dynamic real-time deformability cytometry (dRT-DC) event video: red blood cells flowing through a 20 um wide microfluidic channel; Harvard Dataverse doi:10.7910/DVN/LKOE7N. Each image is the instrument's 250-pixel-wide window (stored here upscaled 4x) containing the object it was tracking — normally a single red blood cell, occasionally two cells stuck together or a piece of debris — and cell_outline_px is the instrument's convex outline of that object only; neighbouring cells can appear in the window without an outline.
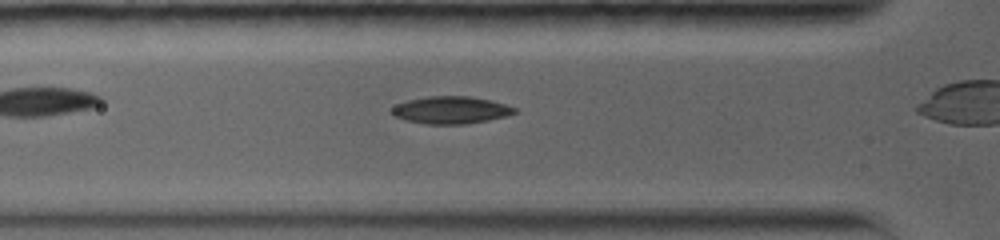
{"species": "common noctule bat (a hibernating species)", "species_latin": "Nyctalus noctula", "temperature_condition": "warm", "stored_images_in_passage": 9, "segment_of_instrument_passage": [1, 2], "camera_frame_rate_fps": 5000, "um_per_image_px": 0.085, "animal": {"sex": "female", "body_mass_g": 19.0, "forearm_length_mm": 56.7}, "frame": {"image": 1, "passage_image": 2, "time_ms": 0.8, "image_size_px": [1000, 240], "cell_outline_px": [[516, 112], [504, 116], [488, 120], [464, 124], [428, 124], [408, 120], [392, 116], [388, 112], [396, 104], [408, 100], [428, 96], [468, 96], [492, 100], [516, 108]], "centroid_in_image_um": [38.28, 9.35], "position_along_channel_um": 87.5, "area_um2": 19.48}}
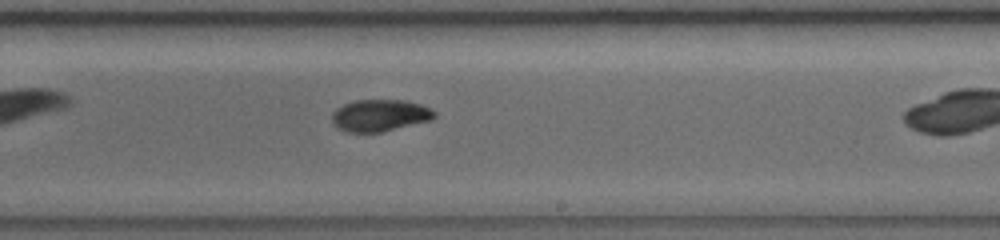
{"frame": {"image": 2, "passage_image": 8, "time_ms": 5.2, "image_size_px": [1000, 240], "cell_outline_px": [[436, 116], [432, 120], [384, 132], [348, 132], [340, 128], [332, 120], [332, 112], [336, 108], [344, 104], [356, 100], [404, 100], [420, 104], [432, 108], [436, 112]], "centroid_in_image_um": [32.34, 9.81], "position_along_channel_um": 256.7, "area_um2": 19.13}}